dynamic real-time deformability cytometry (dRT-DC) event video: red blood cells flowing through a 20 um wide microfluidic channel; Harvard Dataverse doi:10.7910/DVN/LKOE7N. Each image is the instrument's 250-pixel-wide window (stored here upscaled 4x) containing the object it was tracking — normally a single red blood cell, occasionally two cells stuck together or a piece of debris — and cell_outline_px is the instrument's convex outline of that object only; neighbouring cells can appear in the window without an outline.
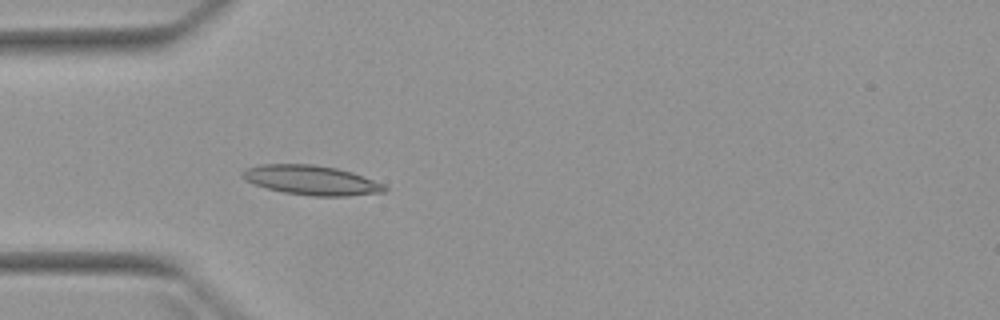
{"species": "Egyptian fruit bat (a non-hibernating species)", "species_latin": "Rousettus aegyptiacus", "temperature_condition": "warm", "stored_images_in_passage": 5, "camera_frame_rate_fps": 3000, "um_per_image_px": 0.085, "animal": {"sex": "female"}, "frame": {"image": 1, "passage_image": 5, "time_ms": 5.0, "image_size_px": [1000, 320], "cell_outline_px": [[388, 188], [384, 192], [348, 196], [312, 196], [284, 192], [268, 188], [244, 180], [240, 176], [248, 168], [260, 164], [312, 164], [336, 168], [352, 172], [384, 184]], "centroid_in_image_um": [26.49, 15.31], "position_along_channel_um": 58.5, "area_um2": 24.28}}